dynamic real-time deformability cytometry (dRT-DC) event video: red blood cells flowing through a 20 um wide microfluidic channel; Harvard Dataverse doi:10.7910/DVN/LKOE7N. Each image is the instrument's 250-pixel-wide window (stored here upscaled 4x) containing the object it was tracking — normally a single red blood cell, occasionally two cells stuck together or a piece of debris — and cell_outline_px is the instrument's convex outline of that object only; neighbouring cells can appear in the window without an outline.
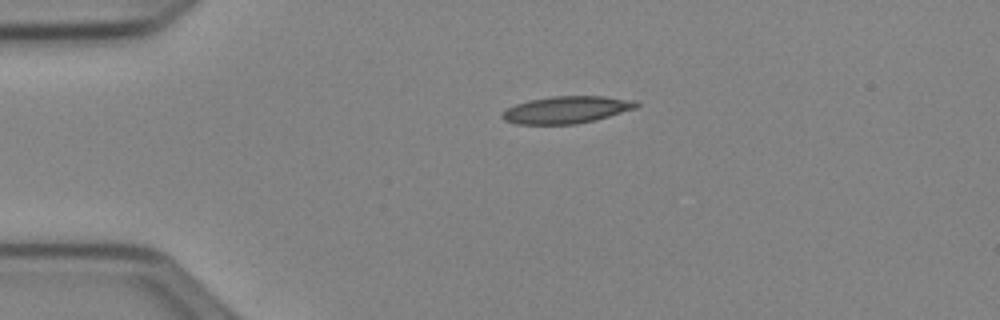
{"species": "Egyptian fruit bat (a non-hibernating species)", "species_latin": "Rousettus aegyptiacus", "temperature_condition": "cold", "stored_images_in_passage": 41, "camera_frame_rate_fps": 3000, "um_per_image_px": 0.085, "animal": {"sex": "female"}, "frame": {"image": 1, "passage_image": 1, "time_ms": 0.0, "image_size_px": [1000, 320], "cell_outline_px": [[640, 104], [636, 108], [608, 116], [576, 124], [516, 124], [504, 120], [500, 116], [508, 108], [516, 104], [528, 100], [552, 96], [604, 96], [636, 100]], "centroid_in_image_um": [48.15, 9.32], "position_along_channel_um": 36.8, "area_um2": 21.1}}
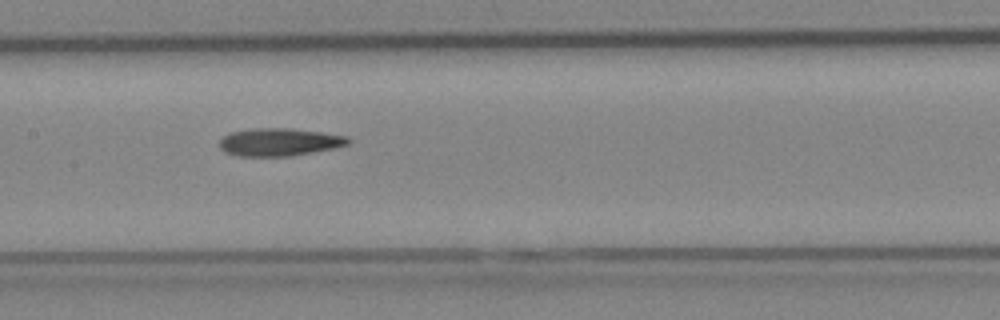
{"frame": {"image": 2, "passage_image": 15, "time_ms": 4.667, "image_size_px": [1000, 320], "cell_outline_px": [[352, 140], [348, 144], [332, 148], [312, 152], [288, 156], [236, 156], [220, 148], [220, 140], [224, 136], [232, 132], [252, 128], [292, 128], [348, 136]], "centroid_in_image_um": [23.75, 12.06], "position_along_channel_um": 183.6, "area_um2": 20.63}}
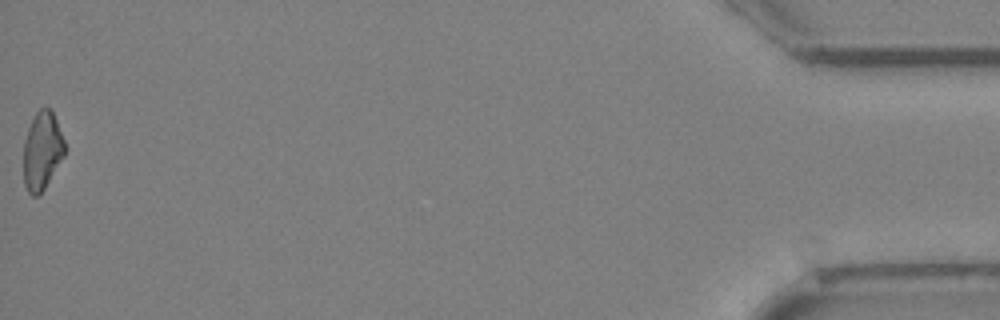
{"frame": {"image": 3, "passage_image": 41, "time_ms": 13.333, "image_size_px": [1000, 320], "cell_outline_px": [[64, 156], [44, 188], [36, 196], [32, 196], [28, 192], [24, 184], [24, 140], [28, 128], [36, 112], [40, 108], [48, 108], [52, 112], [56, 120], [64, 140]], "centroid_in_image_um": [3.57, 12.82], "position_along_channel_um": 431.6, "area_um2": 18.38}}